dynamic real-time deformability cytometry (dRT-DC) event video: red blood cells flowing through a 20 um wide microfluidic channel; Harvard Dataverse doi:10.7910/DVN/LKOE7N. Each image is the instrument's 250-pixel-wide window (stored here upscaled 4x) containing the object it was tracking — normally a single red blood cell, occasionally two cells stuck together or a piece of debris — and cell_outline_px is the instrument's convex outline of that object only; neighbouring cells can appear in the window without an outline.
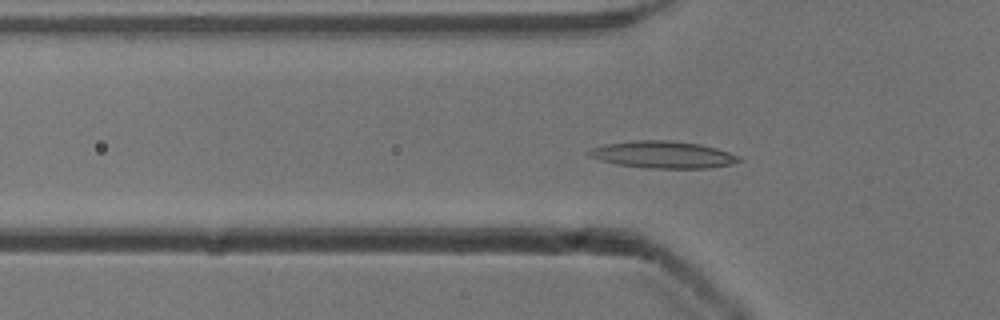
{"species": "common noctule bat (a hibernating species)", "species_latin": "Nyctalus noctula", "temperature_condition": "cold", "stored_images_in_passage": 49, "camera_frame_rate_fps": 3000, "um_per_image_px": 0.085, "animal": {"sex": "male", "body_mass_g": 13.3}, "frame": {"image": 1, "passage_image": 13, "time_ms": 4.0, "image_size_px": [1000, 320], "cell_outline_px": [[744, 160], [732, 164], [708, 168], [648, 168], [616, 164], [600, 160], [588, 156], [584, 152], [592, 148], [604, 144], [636, 140], [668, 140], [700, 144], [716, 148], [740, 156]], "centroid_in_image_um": [56.34, 13.14], "position_along_channel_um": 69.5, "area_um2": 23.76}}
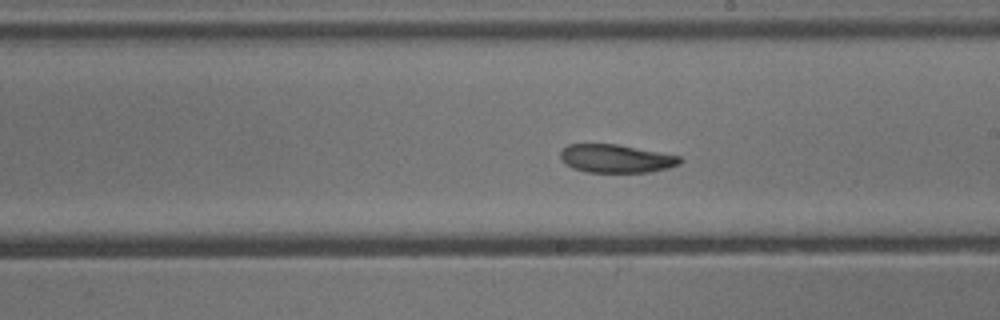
{"frame": {"image": 2, "passage_image": 26, "time_ms": 8.333, "image_size_px": [1000, 320], "cell_outline_px": [[684, 160], [680, 164], [668, 168], [648, 172], [588, 172], [572, 168], [564, 164], [560, 156], [560, 152], [568, 144], [616, 144], [680, 156]], "centroid_in_image_um": [52.36, 13.48], "position_along_channel_um": 236.6, "area_um2": 19.65}}
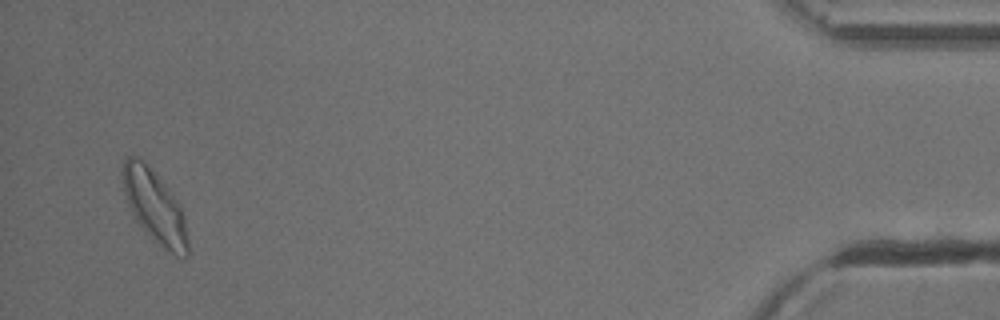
{"frame": {"image": 3, "passage_image": 47, "time_ms": 15.333, "image_size_px": [1000, 320], "cell_outline_px": [[188, 256], [176, 256], [160, 248], [136, 220], [128, 204], [124, 192], [120, 172], [124, 160], [128, 156], [136, 156], [144, 160], [180, 204], [184, 216], [188, 236]], "centroid_in_image_um": [13.14, 17.57], "position_along_channel_um": 422.1, "area_um2": 27.69}, "authors_computed_cell_mechanics": {"area_um2": 21.3282, "velocity_mm_per_s": 3.8421, "shape_relaxation_time_tau1_ms": 4.7075, "shape_relaxation_time_tau2_ms": 5.2086, "deformation_change_tau1": 0.1449, "deformation_change_tau2": 0.105}}